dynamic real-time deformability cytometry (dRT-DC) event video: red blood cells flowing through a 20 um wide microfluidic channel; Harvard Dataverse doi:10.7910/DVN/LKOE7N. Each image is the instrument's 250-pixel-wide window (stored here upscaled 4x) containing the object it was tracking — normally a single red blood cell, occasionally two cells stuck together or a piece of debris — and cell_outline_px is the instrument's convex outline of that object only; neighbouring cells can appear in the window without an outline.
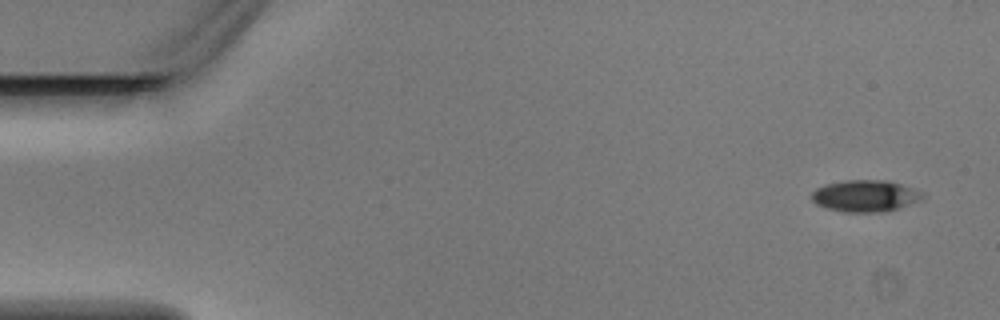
{"species": "Egyptian fruit bat (a non-hibernating species)", "species_latin": "Rousettus aegyptiacus", "temperature_condition": "warm", "stored_images_in_passage": 3, "camera_frame_rate_fps": 3000, "um_per_image_px": 0.085, "animal": {"sex": "male"}, "frame": {"image": 1, "passage_image": 1, "time_ms": 0.0, "image_size_px": [1000, 320], "cell_outline_px": [[924, 196], [920, 200], [884, 212], [844, 212], [828, 208], [816, 204], [812, 200], [812, 192], [816, 188], [824, 184], [844, 180], [884, 180], [900, 184], [924, 192]], "centroid_in_image_um": [73.52, 16.64], "position_along_channel_um": 11.5, "area_um2": 20.35}}
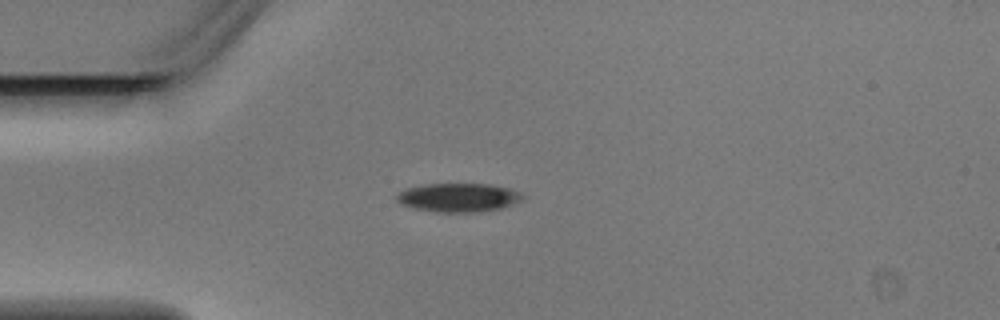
{"frame": {"image": 2, "passage_image": 3, "time_ms": 0.667, "image_size_px": [1000, 320], "cell_outline_px": [[528, 196], [524, 200], [500, 208], [476, 212], [436, 212], [412, 208], [400, 204], [396, 200], [396, 192], [404, 188], [424, 184], [488, 184], [508, 188], [520, 192]], "centroid_in_image_um": [38.94, 16.78], "position_along_channel_um": 46.1, "area_um2": 21.39}}